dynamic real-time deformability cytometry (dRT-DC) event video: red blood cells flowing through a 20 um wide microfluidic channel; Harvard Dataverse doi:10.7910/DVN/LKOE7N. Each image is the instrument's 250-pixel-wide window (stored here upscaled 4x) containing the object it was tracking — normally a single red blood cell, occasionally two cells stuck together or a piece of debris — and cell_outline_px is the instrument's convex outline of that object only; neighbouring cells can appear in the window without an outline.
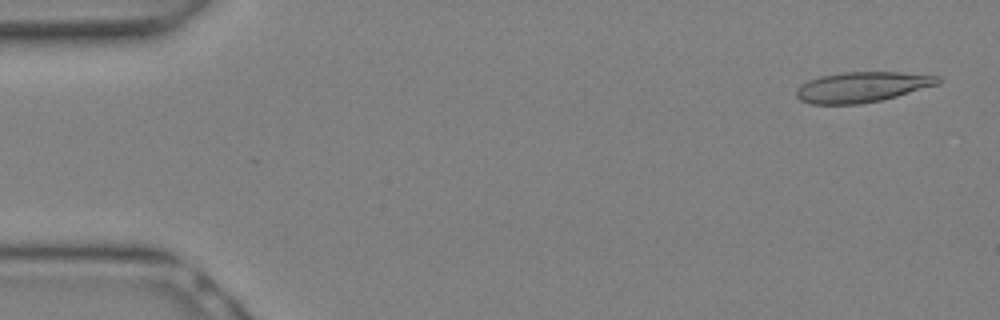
{"species": "Egyptian fruit bat (a non-hibernating species)", "species_latin": "Rousettus aegyptiacus", "temperature_condition": "warm", "stored_images_in_passage": 27, "camera_frame_rate_fps": 3000, "um_per_image_px": 0.085, "animal": {"sex": "female"}, "frame": {"image": 1, "passage_image": 1, "time_ms": 0.0, "image_size_px": [1000, 320], "cell_outline_px": [[944, 80], [940, 84], [896, 96], [880, 100], [860, 104], [808, 104], [800, 100], [796, 96], [796, 88], [800, 84], [808, 80], [820, 76], [844, 72], [896, 72], [940, 76]], "centroid_in_image_um": [73.26, 7.4], "position_along_channel_um": 11.7, "area_um2": 25.2}}
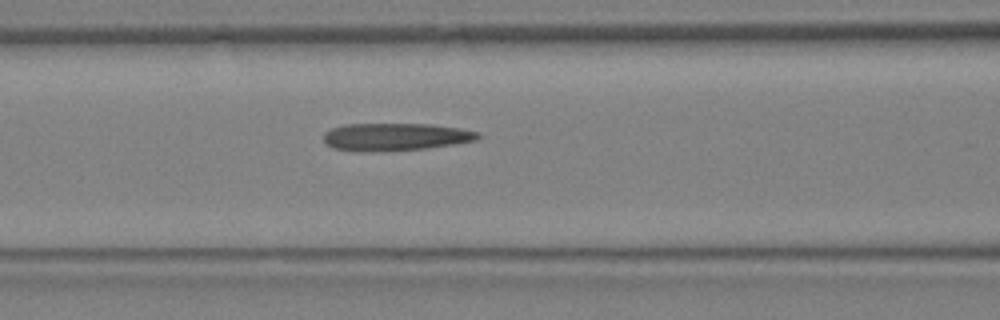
{"frame": {"image": 2, "passage_image": 11, "time_ms": 3.333, "image_size_px": [1000, 320], "cell_outline_px": [[480, 136], [476, 140], [456, 144], [428, 148], [376, 152], [356, 152], [332, 148], [324, 140], [324, 132], [332, 128], [344, 124], [432, 124], [460, 128], [480, 132]], "centroid_in_image_um": [33.6, 11.64], "position_along_channel_um": 133.0, "area_um2": 25.14}}
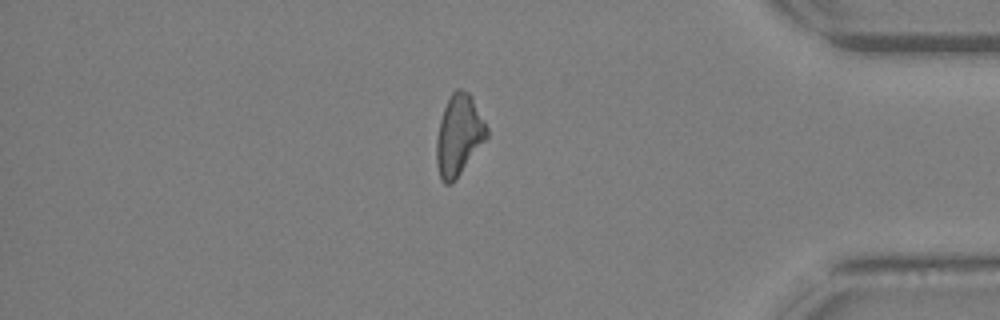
{"frame": {"image": 3, "passage_image": 23, "time_ms": 7.333, "image_size_px": [1000, 320], "cell_outline_px": [[488, 136], [456, 180], [452, 184], [444, 184], [440, 180], [436, 164], [436, 140], [440, 120], [444, 108], [452, 92], [456, 88], [460, 88], [468, 92], [472, 96], [488, 128]], "centroid_in_image_um": [38.99, 11.51], "position_along_channel_um": 396.2, "area_um2": 23.81}}